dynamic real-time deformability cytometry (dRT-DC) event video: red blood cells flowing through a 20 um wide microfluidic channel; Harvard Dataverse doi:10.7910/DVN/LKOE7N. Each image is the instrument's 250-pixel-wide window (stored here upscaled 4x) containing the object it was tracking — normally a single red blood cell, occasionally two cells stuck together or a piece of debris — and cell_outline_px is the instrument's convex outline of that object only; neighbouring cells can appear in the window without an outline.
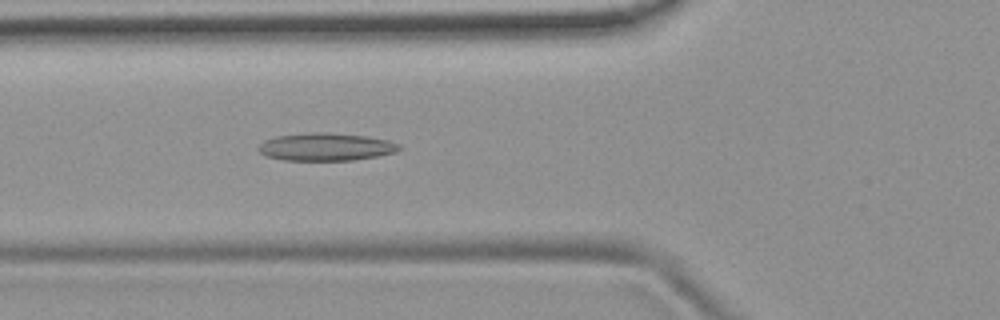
{"species": "common noctule bat (a hibernating species)", "species_latin": "Nyctalus noctula", "temperature_condition": "room temperature", "stored_images_in_passage": 51, "camera_frame_rate_fps": 3000, "um_per_image_px": 0.085, "animal": {"sex": "female", "body_mass_g": 19.9}, "frame": {"image": 1, "passage_image": 18, "time_ms": 5.667, "image_size_px": [1000, 320], "cell_outline_px": [[400, 148], [396, 152], [376, 156], [352, 160], [284, 160], [264, 156], [256, 148], [264, 140], [276, 136], [316, 132], [324, 132], [368, 136], [388, 140], [400, 144]], "centroid_in_image_um": [27.68, 12.48], "position_along_channel_um": 98.1, "area_um2": 22.72}}
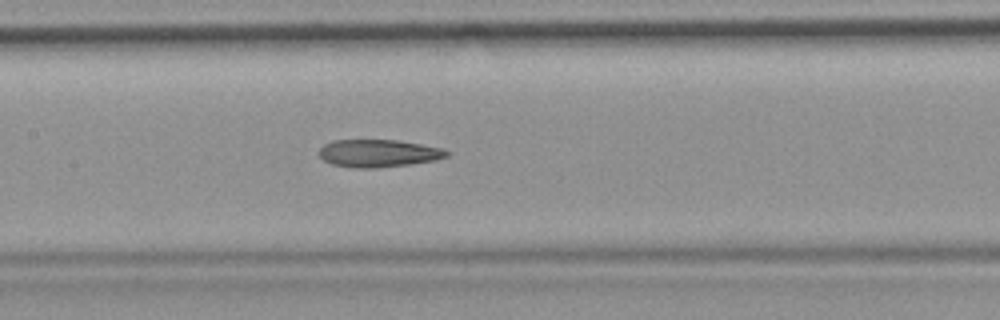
{"frame": {"image": 2, "passage_image": 24, "time_ms": 7.667, "image_size_px": [1000, 320], "cell_outline_px": [[452, 152], [448, 156], [436, 160], [408, 164], [376, 168], [352, 168], [332, 164], [324, 160], [320, 156], [320, 148], [324, 144], [332, 140], [396, 140], [444, 148]], "centroid_in_image_um": [32.19, 13.03], "position_along_channel_um": 175.2, "area_um2": 20.58}}
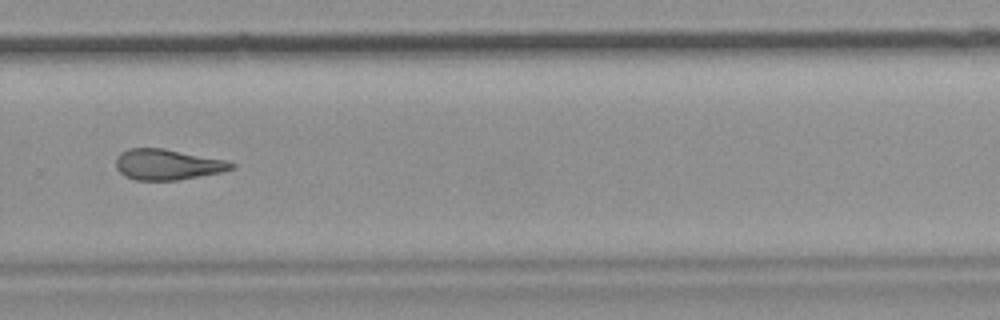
{"frame": {"image": 3, "passage_image": 35, "time_ms": 11.333, "image_size_px": [1000, 320], "cell_outline_px": [[236, 168], [220, 172], [176, 180], [136, 180], [124, 176], [116, 168], [116, 160], [120, 152], [128, 148], [164, 148], [224, 160], [236, 164]], "centroid_in_image_um": [14.2, 13.98], "position_along_channel_um": 315.6, "area_um2": 20.52}}